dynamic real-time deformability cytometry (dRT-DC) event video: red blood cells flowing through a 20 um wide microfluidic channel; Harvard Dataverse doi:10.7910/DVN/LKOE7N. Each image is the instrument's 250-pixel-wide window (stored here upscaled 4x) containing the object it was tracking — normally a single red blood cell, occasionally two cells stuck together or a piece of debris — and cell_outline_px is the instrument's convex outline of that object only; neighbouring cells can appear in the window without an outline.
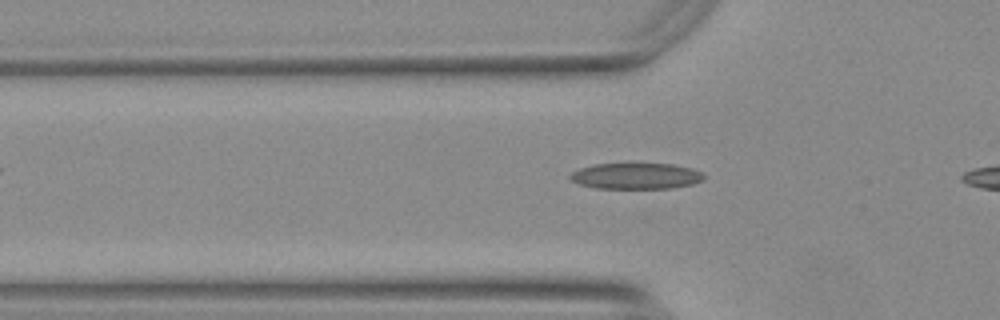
{"species": "Egyptian fruit bat (a non-hibernating species)", "species_latin": "Rousettus aegyptiacus", "temperature_condition": "warm", "stored_images_in_passage": 13, "camera_frame_rate_fps": 3000, "um_per_image_px": 0.085, "animal": {"sex": "female"}, "frame": {"image": 1, "passage_image": 10, "time_ms": 3.0, "image_size_px": [1000, 320], "cell_outline_px": [[704, 180], [692, 184], [672, 188], [596, 188], [580, 184], [572, 180], [568, 176], [572, 172], [580, 168], [596, 164], [672, 164], [692, 168], [700, 172], [704, 176]], "centroid_in_image_um": [54.07, 14.96], "position_along_channel_um": 71.7, "area_um2": 20.11}}